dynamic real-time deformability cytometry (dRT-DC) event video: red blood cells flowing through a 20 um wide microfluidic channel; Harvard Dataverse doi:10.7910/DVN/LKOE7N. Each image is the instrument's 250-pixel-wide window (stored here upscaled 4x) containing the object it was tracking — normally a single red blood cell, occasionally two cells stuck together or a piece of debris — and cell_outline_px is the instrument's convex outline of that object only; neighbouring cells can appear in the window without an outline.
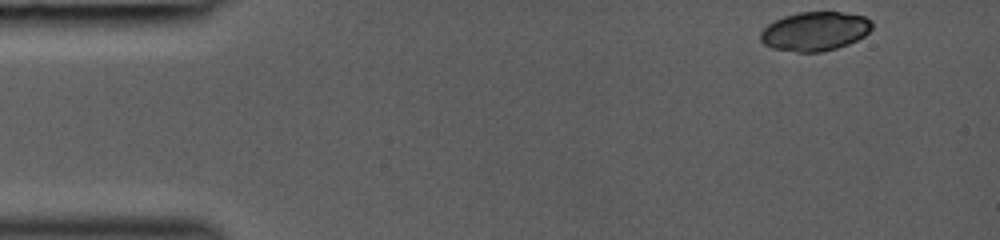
{"species": "common noctule bat (a hibernating species)", "species_latin": "Nyctalus noctula", "temperature_condition": "room temperature", "stored_images_in_passage": 40, "camera_frame_rate_fps": 3000, "um_per_image_px": 0.085, "animal": {"sex": "female", "body_mass_g": 19.0, "forearm_length_mm": 53.3}, "frame": {"image": 1, "passage_image": 1, "time_ms": 0.0, "image_size_px": [1000, 240], "cell_outline_px": [[872, 28], [864, 36], [848, 44], [836, 48], [820, 52], [796, 52], [772, 48], [764, 44], [760, 40], [760, 32], [768, 24], [784, 16], [800, 12], [840, 12], [864, 16], [872, 20]], "centroid_in_image_um": [69.26, 2.66], "position_along_channel_um": 15.7, "area_um2": 25.32}}
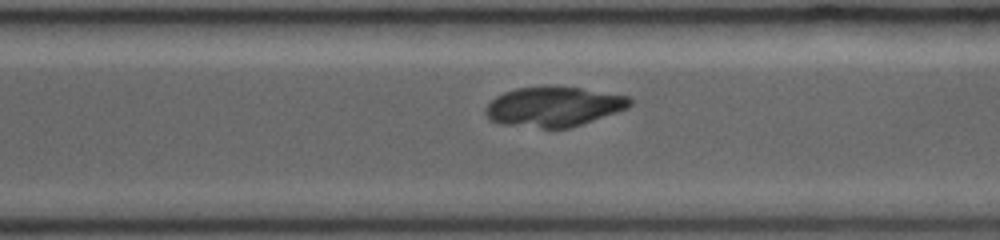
{"frame": {"image": 2, "passage_image": 29, "time_ms": 9.333, "image_size_px": [1000, 240], "cell_outline_px": [[632, 104], [628, 108], [568, 128], [540, 128], [500, 124], [488, 120], [484, 112], [484, 108], [496, 96], [504, 92], [516, 88], [580, 88], [632, 96]], "centroid_in_image_um": [47.04, 9.08], "position_along_channel_um": 323.6, "area_um2": 33.12}}
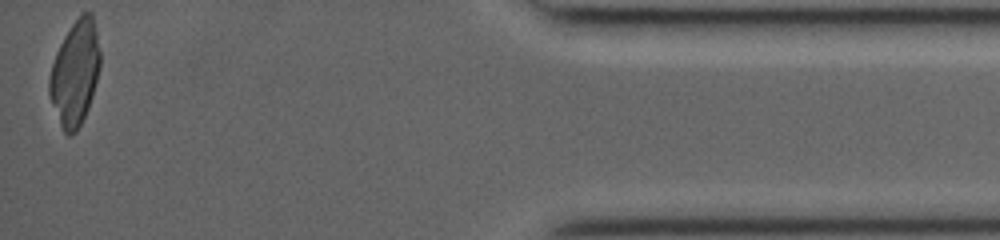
{"frame": {"image": 3, "passage_image": 40, "time_ms": 13.0, "image_size_px": [1000, 240], "cell_outline_px": [[100, 64], [92, 96], [88, 108], [76, 132], [72, 136], [68, 136], [64, 132], [60, 124], [52, 104], [48, 92], [48, 80], [52, 64], [56, 52], [64, 36], [80, 12], [92, 12], [100, 52]], "centroid_in_image_um": [6.36, 6.2], "position_along_channel_um": 428.8, "area_um2": 30.81}}